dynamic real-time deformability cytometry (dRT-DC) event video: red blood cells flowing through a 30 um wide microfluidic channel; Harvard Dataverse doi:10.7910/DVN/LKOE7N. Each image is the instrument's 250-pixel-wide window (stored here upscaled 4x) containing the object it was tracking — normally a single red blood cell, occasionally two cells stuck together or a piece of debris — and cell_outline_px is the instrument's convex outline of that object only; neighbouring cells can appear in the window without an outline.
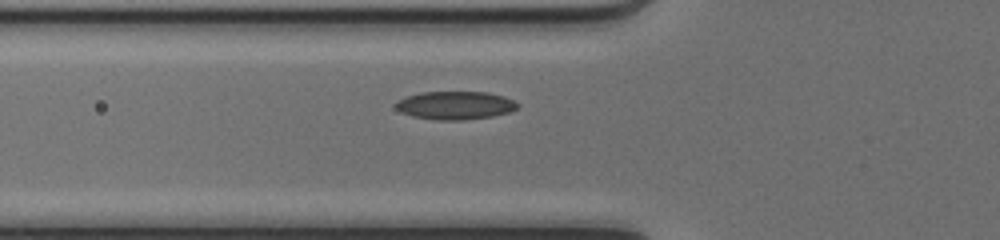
{"species": "common noctule bat (a hibernating species)", "species_latin": "Nyctalus noctula", "temperature_condition": "cold", "stored_images_in_passage": 34, "camera_frame_rate_fps": 3000, "um_per_image_px": 0.085, "animal": {"sex": "female", "body_mass_g": 17.0, "forearm_length_mm": 48.0}, "frame": {"image": 1, "passage_image": 3, "time_ms": 0.667, "image_size_px": [1000, 240], "cell_outline_px": [[520, 104], [516, 108], [508, 112], [492, 116], [464, 120], [436, 120], [412, 116], [400, 112], [396, 108], [396, 100], [404, 96], [420, 92], [488, 92], [504, 96]], "centroid_in_image_um": [38.65, 8.95], "position_along_channel_um": 87.2, "area_um2": 20.11}}
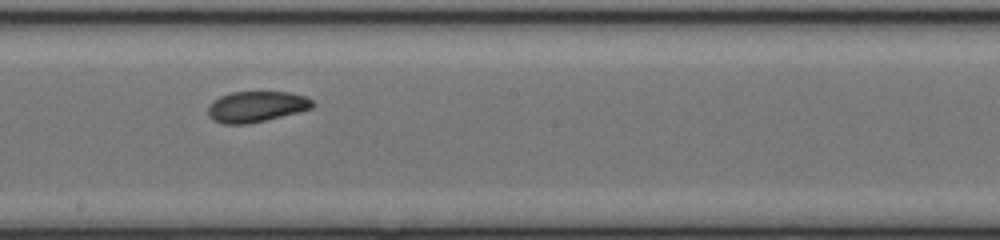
{"frame": {"image": 2, "passage_image": 13, "time_ms": 4.0, "image_size_px": [1000, 240], "cell_outline_px": [[316, 104], [312, 108], [300, 112], [248, 124], [224, 124], [212, 120], [208, 116], [208, 104], [212, 100], [220, 96], [232, 92], [288, 92], [308, 96]], "centroid_in_image_um": [21.79, 9.06], "position_along_channel_um": 226.4, "area_um2": 19.07}}
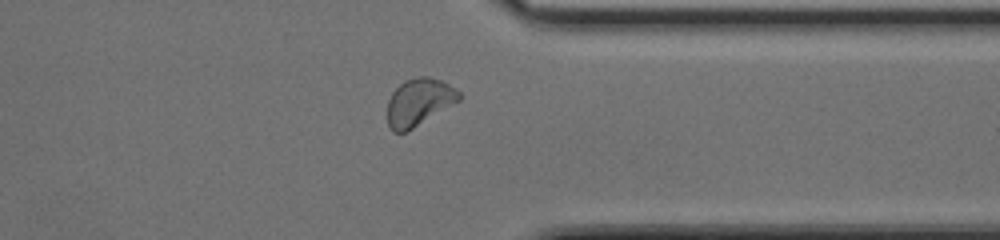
{"frame": {"image": 3, "passage_image": 24, "time_ms": 7.667, "image_size_px": [1000, 240], "cell_outline_px": [[464, 96], [460, 100], [412, 128], [404, 132], [392, 132], [388, 124], [388, 100], [392, 92], [404, 80], [416, 76], [428, 76], [440, 80], [456, 88]], "centroid_in_image_um": [35.62, 8.65], "position_along_channel_um": 375.8, "area_um2": 19.65}, "authors_computed_cell_mechanics": {"area_um2": 19.2185, "velocity_mm_per_s": 4.1573, "shape_relaxation_time_tau1_ms": null, "shape_relaxation_time_tau2_ms": 2.2375, "deformation_change_tau1": null, "deformation_change_tau2": 0.0584}}